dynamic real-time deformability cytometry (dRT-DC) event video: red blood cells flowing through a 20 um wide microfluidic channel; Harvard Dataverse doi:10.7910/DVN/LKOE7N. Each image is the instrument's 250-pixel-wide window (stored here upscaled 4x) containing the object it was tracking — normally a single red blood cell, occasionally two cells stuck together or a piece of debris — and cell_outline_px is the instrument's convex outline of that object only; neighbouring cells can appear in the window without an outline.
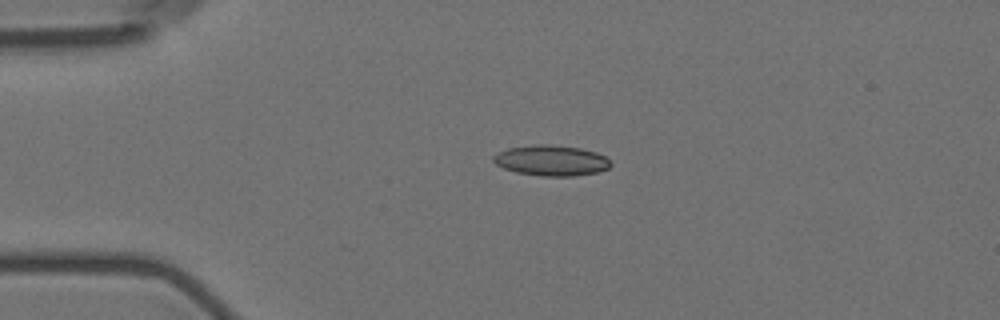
{"species": "Egyptian fruit bat (a non-hibernating species)", "species_latin": "Rousettus aegyptiacus", "temperature_condition": "room temperature", "stored_images_in_passage": 2, "camera_frame_rate_fps": 3000, "um_per_image_px": 0.085, "animal": {"sex": "female"}, "frame": {"image": 1, "passage_image": 1, "time_ms": 0.0, "image_size_px": [1000, 320], "cell_outline_px": [[612, 164], [608, 168], [596, 172], [572, 176], [544, 176], [516, 172], [504, 168], [496, 164], [492, 160], [492, 156], [496, 152], [508, 148], [536, 144], [548, 144], [580, 148], [596, 152], [604, 156]], "centroid_in_image_um": [46.82, 13.63], "position_along_channel_um": 38.2, "area_um2": 20.81}}